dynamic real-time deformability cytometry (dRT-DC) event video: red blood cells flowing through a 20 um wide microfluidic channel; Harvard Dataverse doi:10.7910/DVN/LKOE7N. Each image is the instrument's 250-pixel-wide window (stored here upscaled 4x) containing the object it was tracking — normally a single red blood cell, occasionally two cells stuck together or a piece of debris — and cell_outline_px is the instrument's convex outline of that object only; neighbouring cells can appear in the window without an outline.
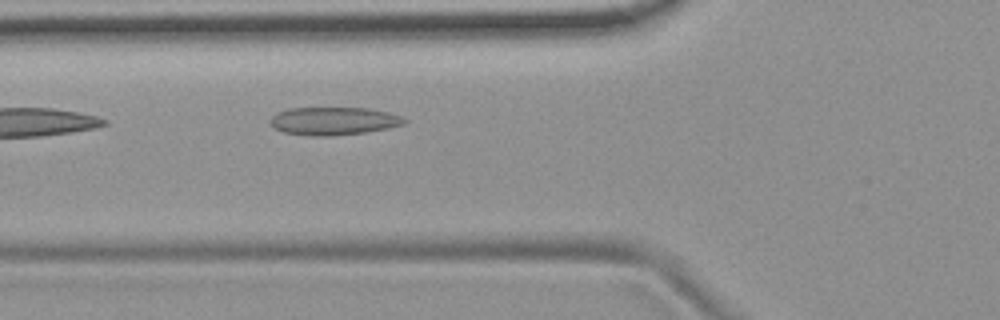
{"species": "common noctule bat (a hibernating species)", "species_latin": "Nyctalus noctula", "temperature_condition": "room temperature", "stored_images_in_passage": 4, "camera_frame_rate_fps": 3000, "um_per_image_px": 0.085, "animal": {"sex": "female", "body_mass_g": 19.9}, "frame": {"image": 1, "passage_image": 4, "time_ms": 3.667, "image_size_px": [1000, 320], "cell_outline_px": [[408, 120], [404, 124], [388, 128], [364, 132], [328, 136], [312, 136], [284, 132], [276, 128], [268, 120], [276, 112], [288, 108], [368, 108], [388, 112], [400, 116]], "centroid_in_image_um": [28.35, 10.28], "position_along_channel_um": 97.5, "area_um2": 21.73}}